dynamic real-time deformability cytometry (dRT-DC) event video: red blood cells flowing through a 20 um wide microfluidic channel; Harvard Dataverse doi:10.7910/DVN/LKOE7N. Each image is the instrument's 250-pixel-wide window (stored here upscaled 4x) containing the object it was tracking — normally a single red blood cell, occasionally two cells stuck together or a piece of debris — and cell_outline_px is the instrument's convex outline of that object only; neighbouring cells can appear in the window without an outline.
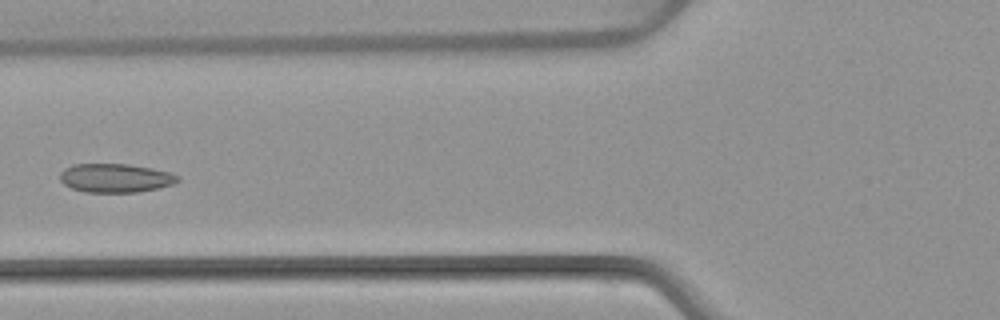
{"species": "common noctule bat (a hibernating species)", "species_latin": "Nyctalus noctula", "temperature_condition": "warm", "stored_images_in_passage": 4, "camera_frame_rate_fps": 3000, "um_per_image_px": 0.085, "animal": {"sex": "female", "body_mass_g": 22.7, "forearm_length_mm": 54.2}, "frame": {"image": 1, "passage_image": 4, "time_ms": 3.667, "image_size_px": [1000, 320], "cell_outline_px": [[180, 180], [172, 184], [160, 188], [136, 192], [84, 192], [72, 188], [64, 184], [60, 180], [60, 172], [64, 168], [72, 164], [128, 164], [152, 168], [168, 172], [180, 176]], "centroid_in_image_um": [9.8, 15.13], "position_along_channel_um": 116.0, "area_um2": 19.83}}